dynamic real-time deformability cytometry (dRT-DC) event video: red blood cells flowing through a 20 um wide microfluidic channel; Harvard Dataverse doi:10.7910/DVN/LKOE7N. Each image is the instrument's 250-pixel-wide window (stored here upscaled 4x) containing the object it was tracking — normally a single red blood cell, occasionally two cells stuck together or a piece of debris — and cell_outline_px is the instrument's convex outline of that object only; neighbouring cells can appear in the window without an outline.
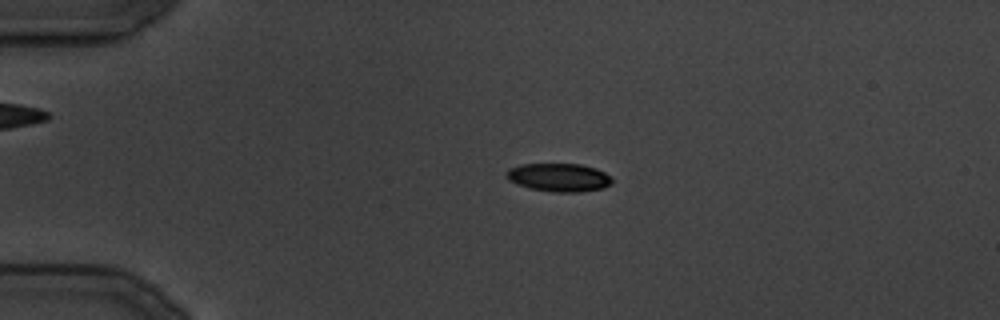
{"species": "common noctule bat (a hibernating species)", "species_latin": "Nyctalus noctula", "temperature_condition": "cold", "stored_images_in_passage": 28, "camera_frame_rate_fps": 3000, "um_per_image_px": 0.085, "animal": {"sex": "male", "body_mass_g": 19.5, "forearm_length_mm": 54.6}, "frame": {"image": 1, "passage_image": 2, "time_ms": 1.0, "image_size_px": [1000, 320], "cell_outline_px": [[612, 184], [604, 188], [580, 192], [552, 192], [528, 188], [516, 184], [508, 180], [504, 176], [504, 172], [508, 168], [520, 164], [580, 164], [596, 168], [604, 172], [612, 180]], "centroid_in_image_um": [47.45, 15.08], "position_along_channel_um": 37.6, "area_um2": 17.69}}
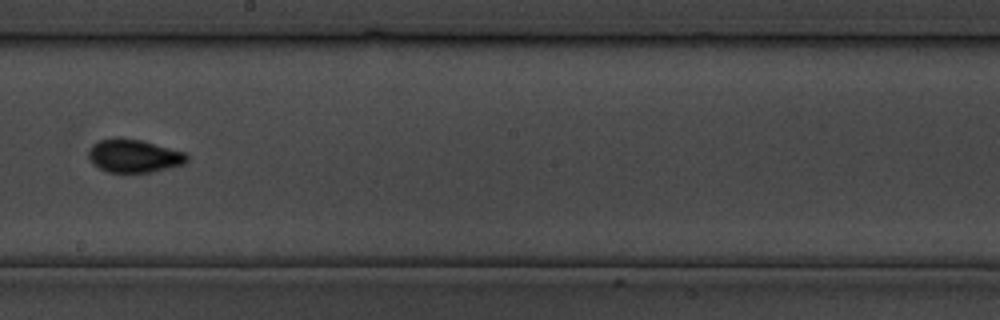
{"frame": {"image": 2, "passage_image": 14, "time_ms": 16.0, "image_size_px": [1000, 320], "cell_outline_px": [[188, 160], [184, 164], [148, 172], [108, 172], [92, 164], [88, 156], [88, 152], [92, 144], [100, 140], [116, 136], [144, 140], [184, 152], [188, 156]], "centroid_in_image_um": [11.35, 13.22], "position_along_channel_um": 236.8, "area_um2": 19.13}}
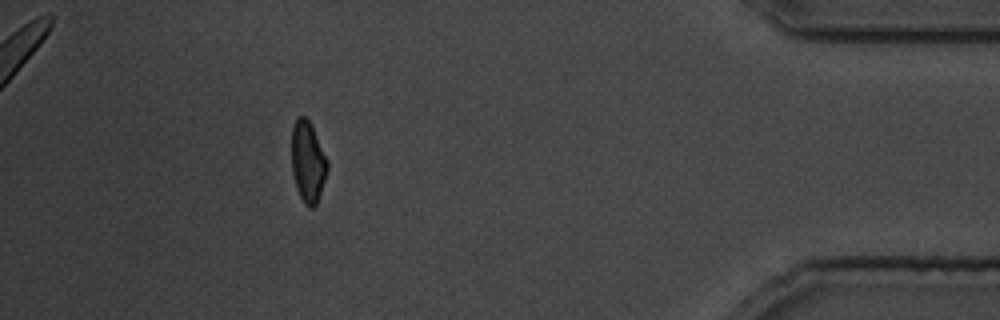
{"frame": {"image": 3, "passage_image": 25, "time_ms": 29.667, "image_size_px": [1000, 320], "cell_outline_px": [[328, 168], [316, 204], [312, 208], [308, 208], [304, 204], [296, 188], [292, 172], [292, 128], [296, 116], [304, 116], [312, 124], [328, 160]], "centroid_in_image_um": [26.16, 13.72], "position_along_channel_um": 409.0, "area_um2": 16.99}}